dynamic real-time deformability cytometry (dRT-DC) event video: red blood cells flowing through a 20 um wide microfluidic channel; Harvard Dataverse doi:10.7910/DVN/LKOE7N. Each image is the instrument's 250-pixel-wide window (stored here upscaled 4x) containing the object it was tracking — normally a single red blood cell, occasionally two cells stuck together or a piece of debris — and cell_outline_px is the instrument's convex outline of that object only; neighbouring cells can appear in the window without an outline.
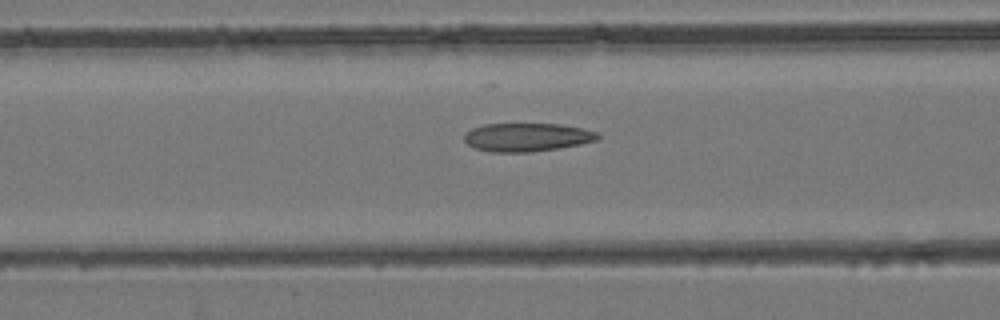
{"species": "common noctule bat (a hibernating species)", "species_latin": "Nyctalus noctula", "temperature_condition": "room temperature", "stored_images_in_passage": 29, "camera_frame_rate_fps": 3000, "um_per_image_px": 0.085, "animal": {"sex": "female", "body_mass_g": 24.6, "forearm_length_mm": 56.2}, "frame": {"image": 1, "passage_image": 9, "time_ms": 2.667, "image_size_px": [1000, 320], "cell_outline_px": [[600, 136], [596, 140], [580, 144], [560, 148], [532, 152], [492, 152], [476, 148], [468, 144], [464, 140], [464, 136], [472, 128], [484, 124], [560, 124], [580, 128], [596, 132]], "centroid_in_image_um": [44.78, 11.67], "position_along_channel_um": 121.8, "area_um2": 21.91}}
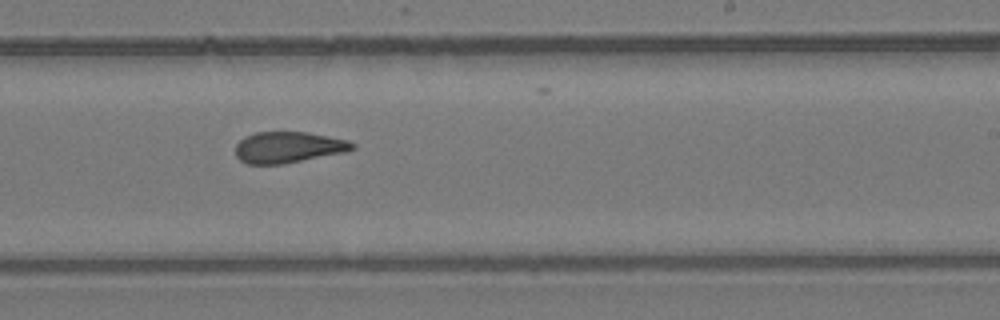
{"frame": {"image": 2, "passage_image": 19, "time_ms": 6.0, "image_size_px": [1000, 320], "cell_outline_px": [[356, 148], [344, 152], [284, 164], [248, 164], [240, 160], [236, 156], [236, 144], [244, 136], [256, 132], [308, 132], [348, 140], [356, 144]], "centroid_in_image_um": [24.5, 12.51], "position_along_channel_um": 264.5, "area_um2": 21.27}}
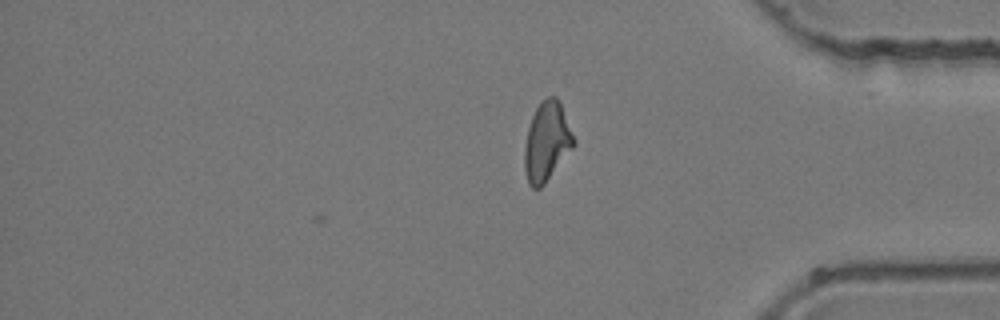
{"frame": {"image": 3, "passage_image": 29, "time_ms": 9.333, "image_size_px": [1000, 320], "cell_outline_px": [[576, 144], [544, 184], [540, 188], [532, 188], [528, 184], [524, 168], [524, 148], [528, 128], [532, 116], [536, 108], [548, 96], [556, 96], [560, 104], [576, 140]], "centroid_in_image_um": [46.47, 12.07], "position_along_channel_um": 388.7, "area_um2": 22.48}}